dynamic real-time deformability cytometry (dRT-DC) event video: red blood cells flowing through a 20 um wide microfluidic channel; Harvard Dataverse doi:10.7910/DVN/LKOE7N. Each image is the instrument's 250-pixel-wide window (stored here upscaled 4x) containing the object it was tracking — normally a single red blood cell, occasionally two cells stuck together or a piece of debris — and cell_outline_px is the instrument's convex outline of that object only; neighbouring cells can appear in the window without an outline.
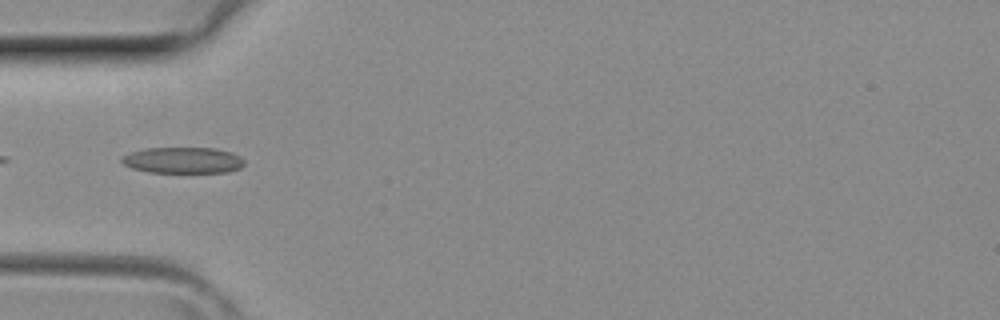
{"species": "common noctule bat (a hibernating species)", "species_latin": "Nyctalus noctula", "temperature_condition": "room temperature", "stored_images_in_passage": 4, "camera_frame_rate_fps": 3000, "um_per_image_px": 0.085, "animal": {"sex": "female", "body_mass_g": 29.2, "forearm_length_mm": 56.3}, "frame": {"image": 1, "passage_image": 4, "time_ms": 1.0, "image_size_px": [1000, 320], "cell_outline_px": [[244, 164], [240, 168], [228, 172], [148, 172], [132, 168], [124, 164], [120, 160], [120, 156], [144, 148], [216, 148], [232, 152], [240, 156], [244, 160]], "centroid_in_image_um": [15.55, 13.61], "position_along_channel_um": 69.4, "area_um2": 18.73}}